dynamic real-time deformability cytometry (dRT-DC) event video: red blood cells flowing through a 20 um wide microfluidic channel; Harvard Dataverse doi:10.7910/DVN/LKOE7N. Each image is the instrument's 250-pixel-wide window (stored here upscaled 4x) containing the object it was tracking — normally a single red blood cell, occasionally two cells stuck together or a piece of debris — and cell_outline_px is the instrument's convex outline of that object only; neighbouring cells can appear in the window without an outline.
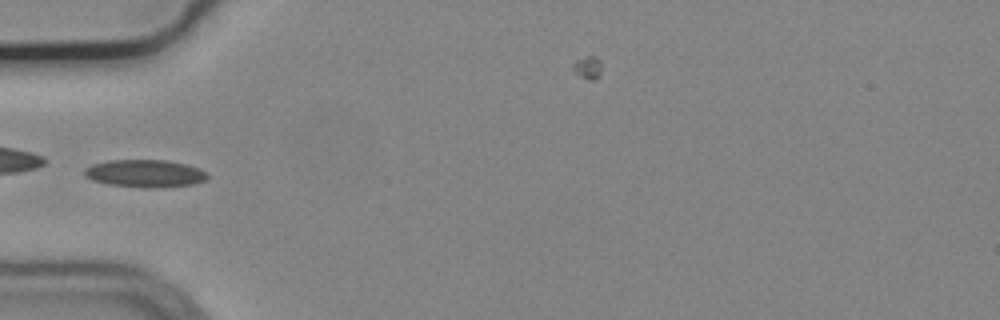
{"species": "common noctule bat (a hibernating species)", "species_latin": "Nyctalus noctula", "temperature_condition": "cold", "stored_images_in_passage": 9, "camera_frame_rate_fps": 3000, "um_per_image_px": 0.085, "animal": {"sex": "male", "body_mass_g": 19.2, "forearm_length_mm": 51.8}, "frame": {"image": 1, "passage_image": 1, "time_ms": 0.0, "image_size_px": [1000, 320], "cell_outline_px": [[208, 176], [204, 180], [192, 184], [160, 188], [140, 188], [108, 184], [92, 180], [84, 176], [84, 168], [92, 164], [108, 160], [164, 160], [184, 164], [200, 168]], "centroid_in_image_um": [12.27, 14.75], "position_along_channel_um": 72.7, "area_um2": 19.83}}
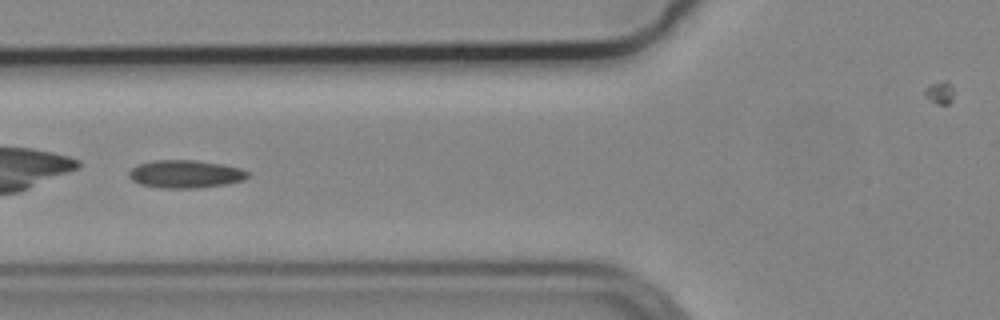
{"frame": {"image": 2, "passage_image": 4, "time_ms": 1.0, "image_size_px": [1000, 320], "cell_outline_px": [[248, 176], [244, 180], [224, 184], [196, 188], [160, 188], [140, 184], [132, 180], [128, 176], [128, 172], [136, 164], [156, 160], [196, 160], [220, 164], [240, 168], [248, 172]], "centroid_in_image_um": [15.71, 14.79], "position_along_channel_um": 110.1, "area_um2": 19.25}}
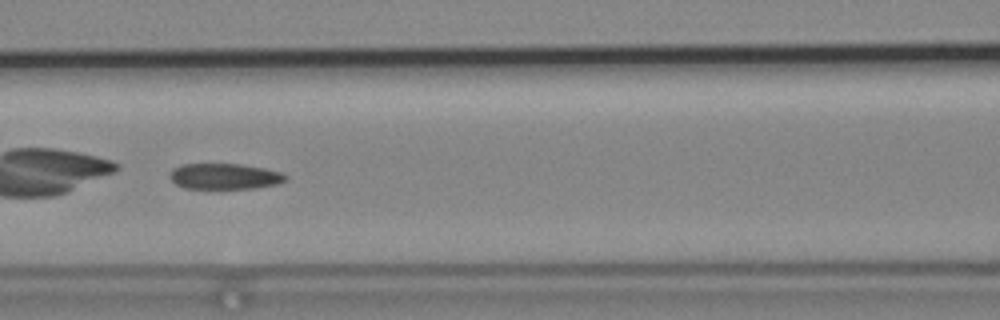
{"frame": {"image": 3, "passage_image": 7, "time_ms": 2.0, "image_size_px": [1000, 320], "cell_outline_px": [[288, 180], [280, 184], [256, 188], [184, 188], [176, 184], [168, 176], [172, 168], [180, 164], [240, 164], [264, 168], [284, 172], [288, 176]], "centroid_in_image_um": [19.14, 14.98], "position_along_channel_um": 147.5, "area_um2": 17.69}}